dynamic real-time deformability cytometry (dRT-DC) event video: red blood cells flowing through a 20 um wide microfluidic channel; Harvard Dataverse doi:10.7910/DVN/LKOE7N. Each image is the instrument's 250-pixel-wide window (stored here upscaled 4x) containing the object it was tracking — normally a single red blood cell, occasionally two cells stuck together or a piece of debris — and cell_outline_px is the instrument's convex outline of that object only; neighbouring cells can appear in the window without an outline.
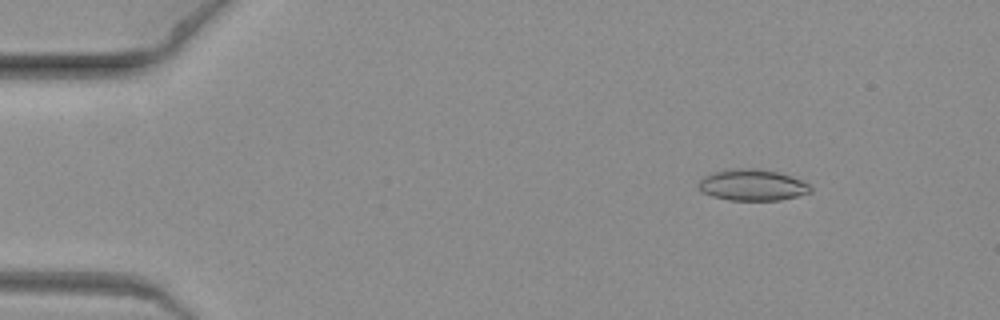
{"species": "common noctule bat (a hibernating species)", "species_latin": "Nyctalus noctula", "temperature_condition": "warm", "stored_images_in_passage": 7, "camera_frame_rate_fps": 3000, "um_per_image_px": 0.085, "animal": {"sex": "female", "body_mass_g": 19.3, "forearm_length_mm": 54.1}, "frame": {"image": 1, "passage_image": 3, "time_ms": 0.667, "image_size_px": [1000, 320], "cell_outline_px": [[812, 192], [780, 200], [728, 200], [712, 196], [700, 192], [696, 184], [704, 176], [716, 172], [740, 168], [752, 168], [776, 172], [800, 180], [808, 184], [812, 188]], "centroid_in_image_um": [63.91, 15.74], "position_along_channel_um": 21.1, "area_um2": 20.17}}